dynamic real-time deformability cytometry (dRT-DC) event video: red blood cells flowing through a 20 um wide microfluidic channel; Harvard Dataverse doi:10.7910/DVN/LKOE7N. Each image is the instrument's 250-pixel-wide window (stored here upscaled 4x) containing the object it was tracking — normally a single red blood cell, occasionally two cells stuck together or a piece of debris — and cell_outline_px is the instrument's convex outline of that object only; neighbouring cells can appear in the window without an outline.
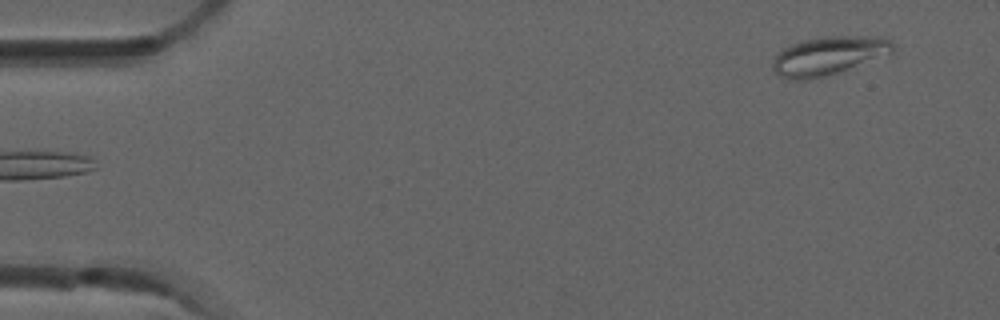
{"species": "common noctule bat (a hibernating species)", "species_latin": "Nyctalus noctula", "temperature_condition": "room temperature", "stored_images_in_passage": 4, "camera_frame_rate_fps": 3000, "um_per_image_px": 0.085, "animal": {"sex": "male", "forearm_length_mm": 52.5}, "frame": {"image": 1, "passage_image": 4, "time_ms": 1.0, "image_size_px": [1000, 320], "cell_outline_px": [[896, 48], [892, 52], [836, 72], [824, 76], [804, 80], [788, 80], [780, 76], [772, 68], [772, 64], [776, 56], [784, 48], [800, 40], [820, 36], [880, 36], [892, 40]], "centroid_in_image_um": [70.4, 4.7], "position_along_channel_um": 14.6, "area_um2": 26.65}}